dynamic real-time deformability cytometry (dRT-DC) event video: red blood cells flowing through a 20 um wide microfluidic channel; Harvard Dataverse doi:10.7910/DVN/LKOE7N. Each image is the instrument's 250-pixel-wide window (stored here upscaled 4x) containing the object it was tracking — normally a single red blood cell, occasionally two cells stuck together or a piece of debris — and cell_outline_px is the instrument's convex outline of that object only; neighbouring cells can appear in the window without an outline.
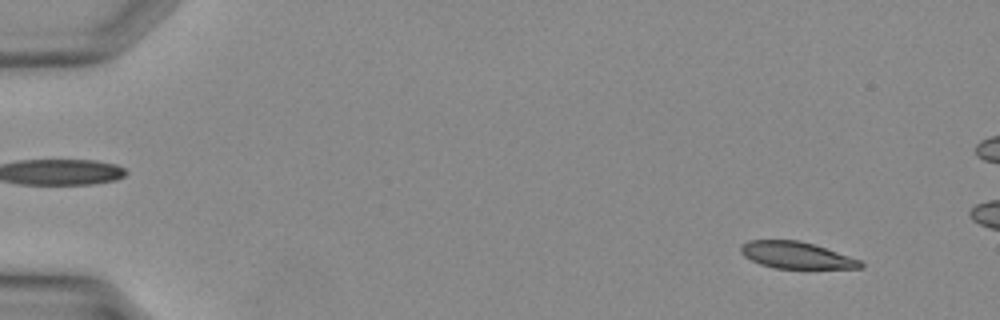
{"species": "Egyptian fruit bat (a non-hibernating species)", "species_latin": "Rousettus aegyptiacus", "temperature_condition": "warm", "stored_images_in_passage": 38, "camera_frame_rate_fps": 3000, "um_per_image_px": 0.085, "animal": {"sex": "female"}, "frame": {"image": 1, "passage_image": 3, "time_ms": 0.667, "image_size_px": [1000, 320], "cell_outline_px": [[864, 268], [776, 268], [760, 264], [744, 256], [740, 252], [740, 244], [748, 240], [796, 240], [812, 244], [860, 260], [864, 264]], "centroid_in_image_um": [67.63, 21.69], "position_along_channel_um": 17.4, "area_um2": 18.38}}
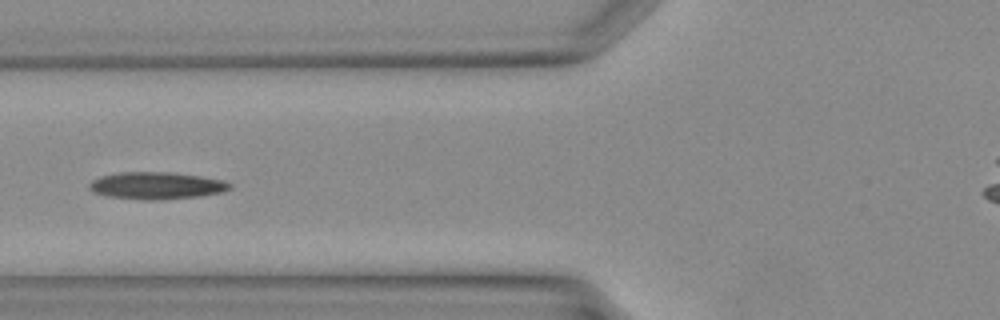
{"frame": {"image": 2, "passage_image": 15, "time_ms": 4.667, "image_size_px": [1000, 320], "cell_outline_px": [[232, 188], [224, 192], [200, 196], [164, 200], [144, 200], [108, 196], [96, 192], [88, 188], [88, 184], [92, 180], [100, 176], [120, 172], [168, 172], [200, 176], [224, 180], [232, 184]], "centroid_in_image_um": [13.34, 15.78], "position_along_channel_um": 112.5, "area_um2": 22.37}}
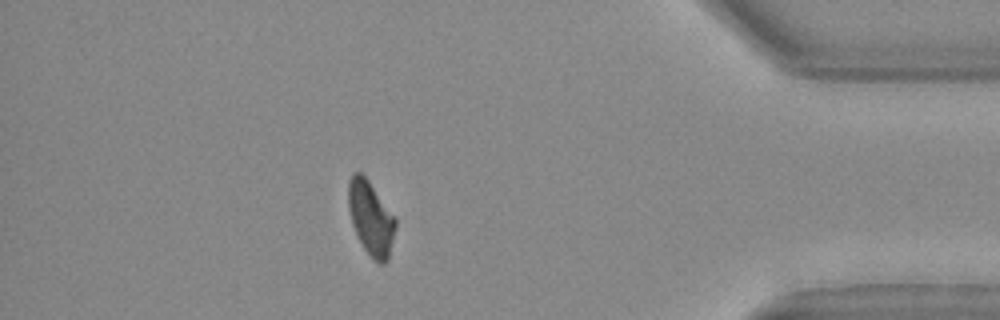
{"frame": {"image": 3, "passage_image": 33, "time_ms": 10.667, "image_size_px": [1000, 320], "cell_outline_px": [[396, 224], [388, 260], [384, 264], [380, 264], [364, 248], [352, 224], [348, 208], [348, 180], [352, 172], [360, 172], [368, 180], [396, 220]], "centroid_in_image_um": [31.49, 18.51], "position_along_channel_um": 403.7, "area_um2": 19.83}}